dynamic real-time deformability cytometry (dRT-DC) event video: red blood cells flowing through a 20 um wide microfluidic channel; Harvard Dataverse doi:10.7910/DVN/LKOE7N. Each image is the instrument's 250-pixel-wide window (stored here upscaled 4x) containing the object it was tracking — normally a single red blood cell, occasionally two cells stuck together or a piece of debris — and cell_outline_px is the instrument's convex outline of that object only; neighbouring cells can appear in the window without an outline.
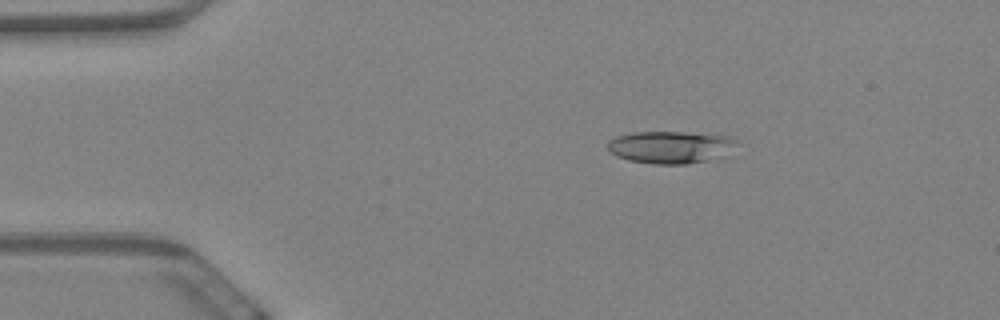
{"species": "Egyptian fruit bat (a non-hibernating species)", "species_latin": "Rousettus aegyptiacus", "temperature_condition": "warm", "stored_images_in_passage": 59, "camera_frame_rate_fps": 3000, "um_per_image_px": 0.085, "animal": {"sex": "female"}, "frame": {"image": 1, "passage_image": 10, "time_ms": 3.0, "image_size_px": [1000, 320], "cell_outline_px": [[740, 140], [732, 156], [684, 164], [656, 164], [628, 160], [616, 156], [608, 152], [608, 140], [616, 136], [632, 132], [684, 132], [728, 136]], "centroid_in_image_um": [57.08, 12.51], "position_along_channel_um": 27.9, "area_um2": 24.97}}
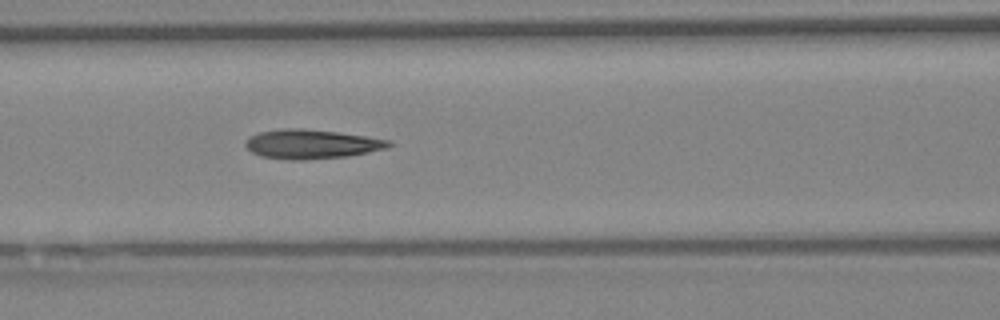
{"frame": {"image": 2, "passage_image": 25, "time_ms": 8.0, "image_size_px": [1000, 320], "cell_outline_px": [[392, 144], [388, 148], [348, 156], [304, 160], [292, 160], [260, 156], [252, 152], [244, 144], [244, 140], [248, 136], [260, 132], [280, 128], [304, 128], [336, 132], [392, 140]], "centroid_in_image_um": [26.45, 12.24], "position_along_channel_um": 140.2, "area_um2": 24.57}}
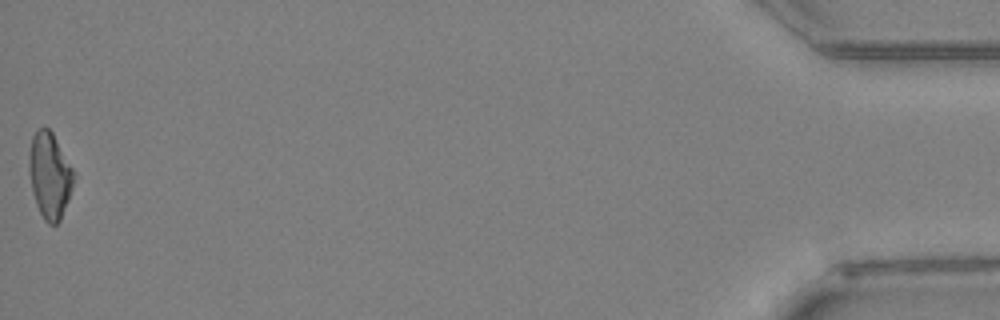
{"frame": {"image": 3, "passage_image": 59, "time_ms": 19.333, "image_size_px": [1000, 320], "cell_outline_px": [[76, 172], [68, 200], [60, 220], [56, 224], [48, 224], [44, 220], [36, 204], [32, 192], [28, 172], [28, 156], [32, 136], [36, 128], [44, 124], [52, 132]], "centroid_in_image_um": [4.21, 14.85], "position_along_channel_um": 431.0, "area_um2": 22.83}, "authors_computed_cell_mechanics": {"area_um2": 23.8714, "velocity_mm_per_s": 3.4414, "shape_relaxation_time_tau1_ms": null, "shape_relaxation_time_tau2_ms": 2.917, "deformation_change_tau1": null, "deformation_change_tau2": 0.1322}}